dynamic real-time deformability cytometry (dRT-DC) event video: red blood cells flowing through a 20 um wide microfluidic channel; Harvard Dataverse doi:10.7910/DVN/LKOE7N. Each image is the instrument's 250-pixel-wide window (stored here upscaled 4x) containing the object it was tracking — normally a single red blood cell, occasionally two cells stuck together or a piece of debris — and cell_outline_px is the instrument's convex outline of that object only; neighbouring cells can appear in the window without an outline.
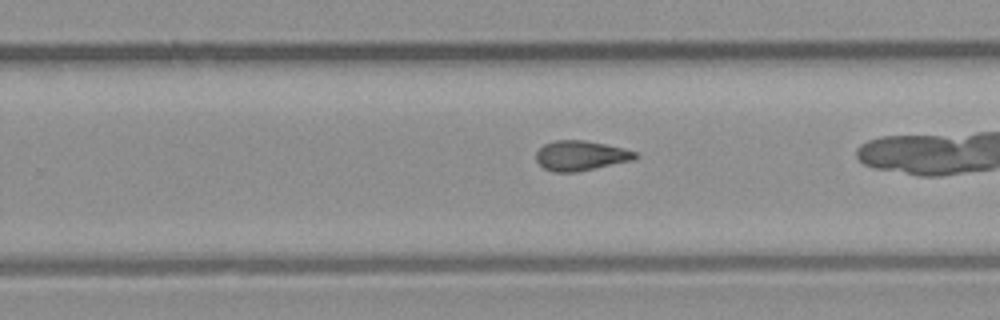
{"species": "common noctule bat (a hibernating species)", "species_latin": "Nyctalus noctula", "temperature_condition": "room temperature", "stored_images_in_passage": 25, "camera_frame_rate_fps": 3000, "um_per_image_px": 0.085, "animal": {"sex": "male", "body_mass_g": 23.1, "forearm_length_mm": 52.7}, "frame": {"image": 1, "passage_image": 18, "time_ms": 5.667, "image_size_px": [1000, 320], "cell_outline_px": [[640, 156], [632, 160], [576, 172], [552, 172], [544, 168], [536, 160], [536, 152], [544, 144], [556, 140], [584, 140], [624, 148], [636, 152]], "centroid_in_image_um": [49.35, 13.23], "position_along_channel_um": 280.4, "area_um2": 17.17}}